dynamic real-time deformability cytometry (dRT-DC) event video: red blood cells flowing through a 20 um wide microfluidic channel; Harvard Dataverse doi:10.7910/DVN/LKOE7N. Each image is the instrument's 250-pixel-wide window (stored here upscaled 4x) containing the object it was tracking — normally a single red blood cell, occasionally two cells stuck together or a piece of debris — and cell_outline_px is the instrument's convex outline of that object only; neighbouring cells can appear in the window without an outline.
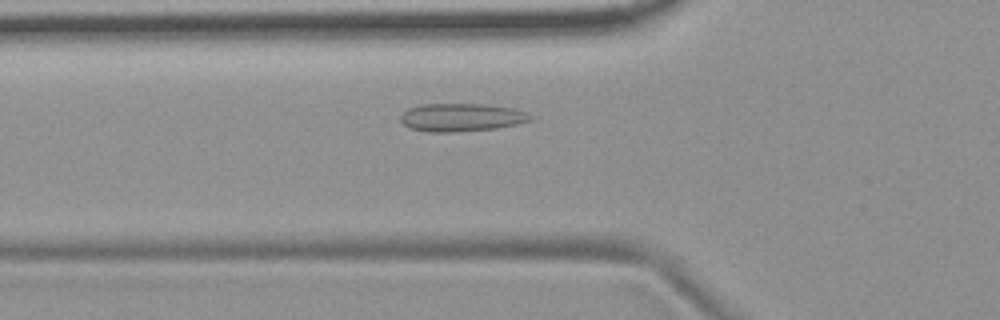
{"species": "common noctule bat (a hibernating species)", "species_latin": "Nyctalus noctula", "temperature_condition": "room temperature", "stored_images_in_passage": 48, "camera_frame_rate_fps": 3000, "um_per_image_px": 0.085, "animal": {"sex": "female", "body_mass_g": 19.9}, "frame": {"image": 1, "passage_image": 13, "time_ms": 4.0, "image_size_px": [1000, 320], "cell_outline_px": [[532, 120], [516, 124], [496, 128], [452, 132], [428, 132], [408, 128], [400, 120], [400, 116], [408, 108], [420, 104], [488, 104], [512, 108], [524, 112], [532, 116]], "centroid_in_image_um": [39.18, 9.97], "position_along_channel_um": 86.6, "area_um2": 21.21}}
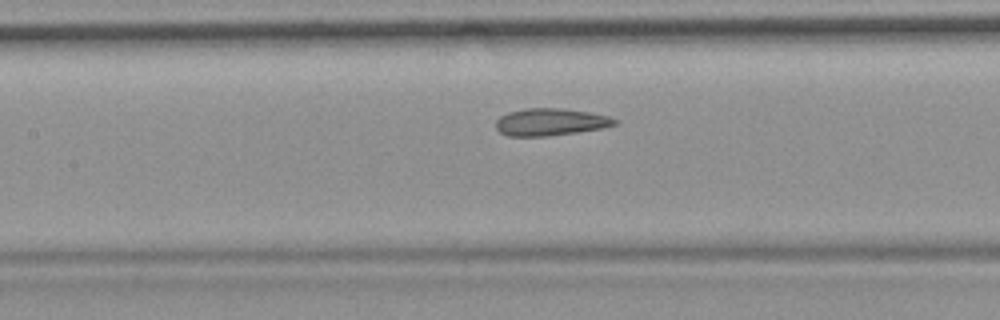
{"frame": {"image": 2, "passage_image": 19, "time_ms": 6.0, "image_size_px": [1000, 320], "cell_outline_px": [[620, 120], [616, 124], [600, 128], [576, 132], [544, 136], [508, 136], [500, 132], [496, 128], [496, 120], [500, 116], [508, 112], [524, 108], [564, 108], [588, 112], [608, 116]], "centroid_in_image_um": [46.76, 10.36], "position_along_channel_um": 160.6, "area_um2": 18.79}}
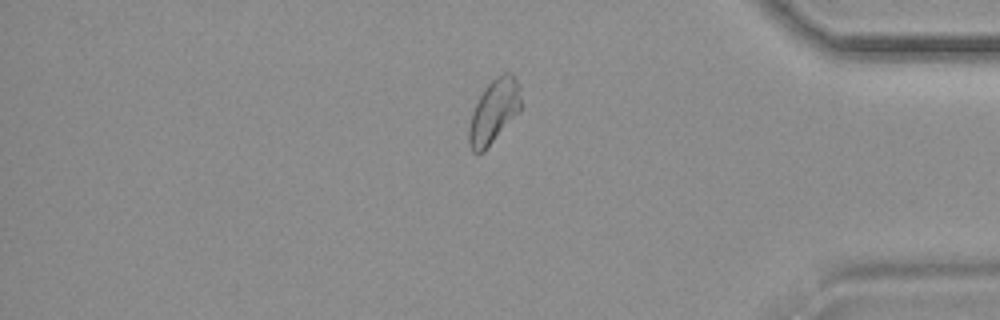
{"frame": {"image": 3, "passage_image": 40, "time_ms": 13.0, "image_size_px": [1000, 320], "cell_outline_px": [[520, 112], [484, 152], [472, 152], [468, 140], [468, 128], [472, 112], [484, 88], [496, 76], [504, 72], [512, 72], [516, 76], [520, 84]], "centroid_in_image_um": [42.0, 9.45], "position_along_channel_um": 393.2, "area_um2": 19.59}, "authors_computed_cell_mechanics": {"area_um2": 19.4786, "velocity_mm_per_s": 3.6849, "shape_relaxation_time_tau1_ms": null, "shape_relaxation_time_tau2_ms": 1.9649, "deformation_change_tau1": null, "deformation_change_tau2": 0.0911}}